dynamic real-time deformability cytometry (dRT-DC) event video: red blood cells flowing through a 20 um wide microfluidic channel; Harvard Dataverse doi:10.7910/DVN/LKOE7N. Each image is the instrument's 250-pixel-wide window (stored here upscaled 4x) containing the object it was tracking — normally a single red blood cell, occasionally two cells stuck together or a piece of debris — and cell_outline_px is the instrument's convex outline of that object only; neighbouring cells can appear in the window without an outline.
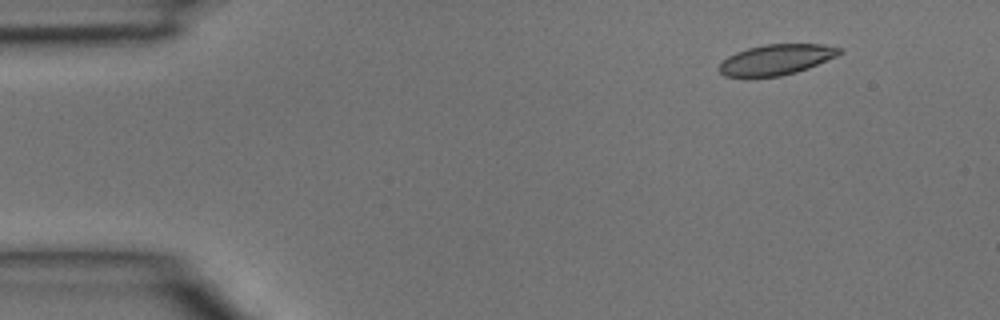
{"species": "common noctule bat (a hibernating species)", "species_latin": "Nyctalus noctula", "temperature_condition": "room temperature", "stored_images_in_passage": 4, "camera_frame_rate_fps": 3000, "um_per_image_px": 0.085, "animal": {"sex": "male", "body_mass_g": 15.6}, "frame": {"image": 1, "passage_image": 2, "time_ms": 0.333, "image_size_px": [1000, 320], "cell_outline_px": [[840, 52], [836, 56], [808, 68], [796, 72], [780, 76], [724, 76], [716, 68], [728, 56], [736, 52], [748, 48], [764, 44], [824, 44], [840, 48]], "centroid_in_image_um": [65.95, 5.06], "position_along_channel_um": 19.0, "area_um2": 21.1}}
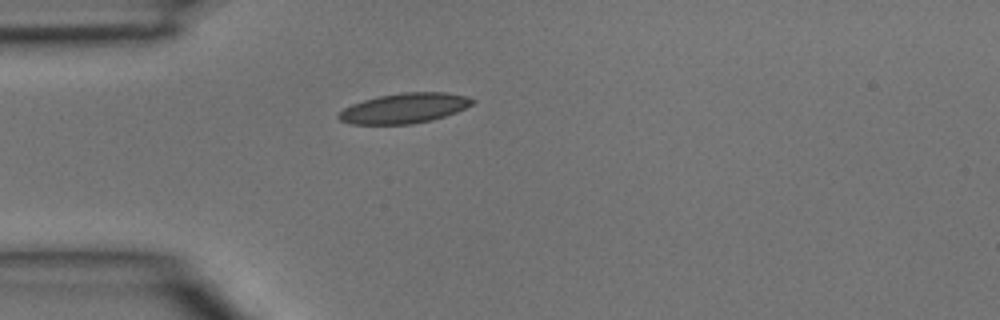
{"frame": {"image": 2, "passage_image": 4, "time_ms": 1.0, "image_size_px": [1000, 320], "cell_outline_px": [[476, 100], [472, 104], [456, 112], [432, 120], [412, 124], [352, 124], [340, 120], [336, 116], [344, 108], [352, 104], [364, 100], [380, 96], [400, 92], [444, 92], [468, 96]], "centroid_in_image_um": [34.38, 9.19], "position_along_channel_um": 50.6, "area_um2": 23.35}}